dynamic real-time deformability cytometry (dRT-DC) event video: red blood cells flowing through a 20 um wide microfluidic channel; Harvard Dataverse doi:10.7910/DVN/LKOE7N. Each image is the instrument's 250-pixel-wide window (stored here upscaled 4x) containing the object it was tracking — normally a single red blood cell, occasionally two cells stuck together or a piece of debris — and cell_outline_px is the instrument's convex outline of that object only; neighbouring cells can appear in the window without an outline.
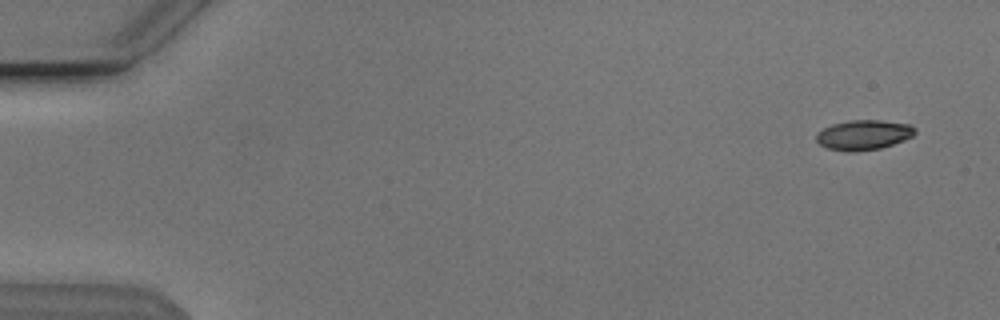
{"species": "Egyptian fruit bat (a non-hibernating species)", "species_latin": "Rousettus aegyptiacus", "temperature_condition": "cold", "stored_images_in_passage": 8, "camera_frame_rate_fps": 3000, "um_per_image_px": 0.085, "animal": {"sex": "male"}, "frame": {"image": 1, "passage_image": 1, "time_ms": 0.0, "image_size_px": [1000, 320], "cell_outline_px": [[916, 132], [912, 136], [904, 140], [880, 148], [828, 148], [820, 144], [816, 140], [816, 132], [832, 124], [852, 120], [880, 120], [908, 124], [916, 128]], "centroid_in_image_um": [73.44, 11.4], "position_along_channel_um": 11.6, "area_um2": 16.3}}